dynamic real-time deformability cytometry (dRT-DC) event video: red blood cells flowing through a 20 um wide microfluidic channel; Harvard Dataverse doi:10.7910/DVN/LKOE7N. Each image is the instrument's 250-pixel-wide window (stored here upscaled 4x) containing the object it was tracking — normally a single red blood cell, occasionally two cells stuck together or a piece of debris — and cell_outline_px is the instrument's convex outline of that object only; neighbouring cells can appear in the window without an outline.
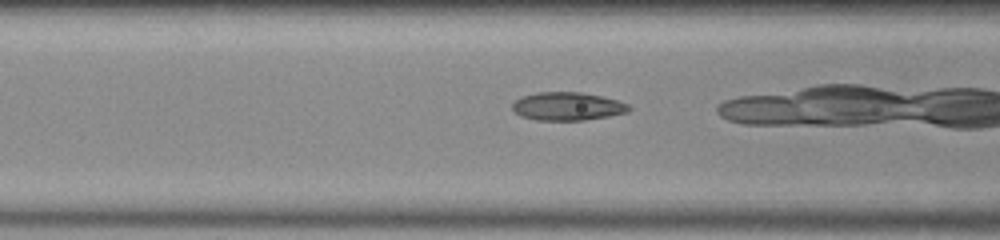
{"species": "common noctule bat (a hibernating species)", "species_latin": "Nyctalus noctula", "temperature_condition": "room temperature", "stored_images_in_passage": 38, "camera_frame_rate_fps": 3000, "um_per_image_px": 0.085, "animal": {"sex": "male", "body_mass_g": 20.0, "forearm_length_mm": 53.3}, "frame": {"image": 1, "passage_image": 17, "time_ms": 5.333, "image_size_px": [1000, 240], "cell_outline_px": [[632, 108], [628, 112], [608, 116], [584, 120], [536, 120], [520, 116], [512, 108], [512, 104], [516, 100], [524, 96], [536, 92], [580, 92], [604, 96], [628, 104]], "centroid_in_image_um": [48.25, 9.03], "position_along_channel_um": 118.4, "area_um2": 19.13}}
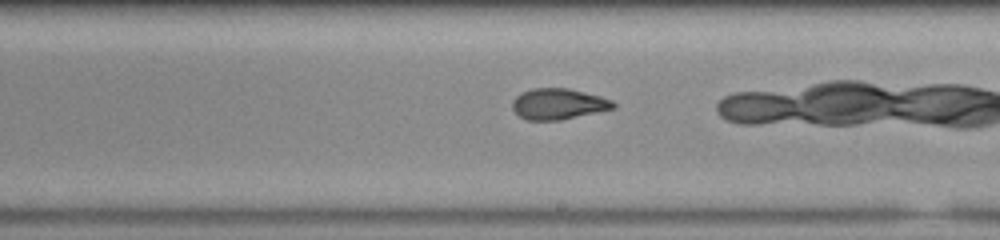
{"frame": {"image": 2, "passage_image": 27, "time_ms": 8.667, "image_size_px": [1000, 240], "cell_outline_px": [[616, 108], [560, 120], [528, 120], [520, 116], [512, 108], [512, 100], [520, 92], [532, 88], [568, 88], [600, 96], [612, 100], [616, 104]], "centroid_in_image_um": [47.45, 8.83], "position_along_channel_um": 241.5, "area_um2": 18.21}}
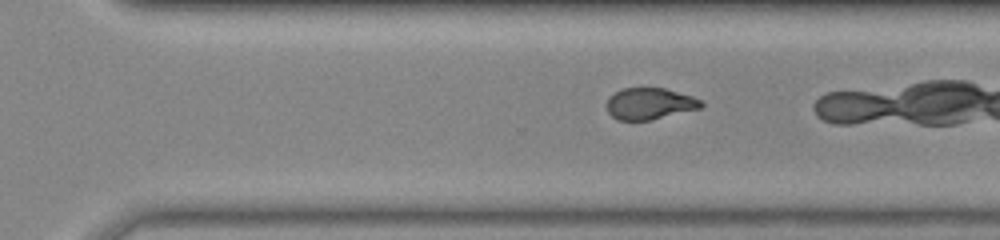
{"frame": {"image": 3, "passage_image": 33, "time_ms": 10.667, "image_size_px": [1000, 240], "cell_outline_px": [[704, 104], [700, 108], [648, 120], [616, 120], [608, 112], [608, 96], [624, 88], [664, 88], [692, 96], [700, 100]], "centroid_in_image_um": [55.2, 8.81], "position_along_channel_um": 315.4, "area_um2": 17.05}}